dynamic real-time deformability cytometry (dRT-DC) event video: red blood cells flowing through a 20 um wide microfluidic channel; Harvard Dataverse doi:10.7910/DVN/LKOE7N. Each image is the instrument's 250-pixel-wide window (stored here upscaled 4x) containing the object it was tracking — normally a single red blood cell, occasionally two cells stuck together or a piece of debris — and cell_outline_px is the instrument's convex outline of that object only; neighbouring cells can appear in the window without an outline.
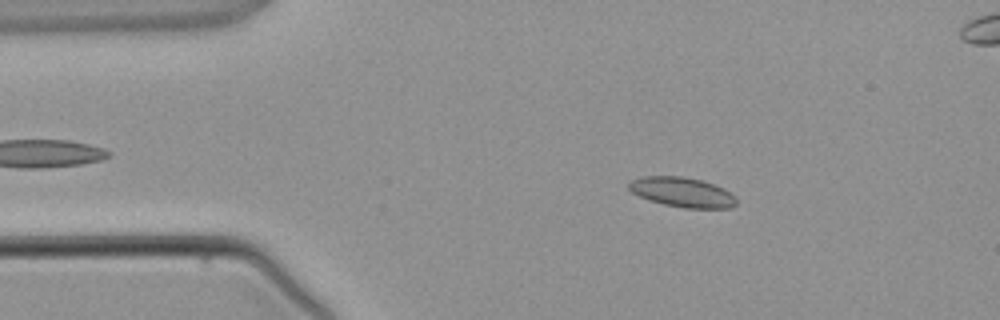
{"species": "common noctule bat (a hibernating species)", "species_latin": "Nyctalus noctula", "temperature_condition": "warm", "stored_images_in_passage": 5, "camera_frame_rate_fps": 3000, "um_per_image_px": 0.085, "animal": {"sex": "male", "body_mass_g": 21.5, "forearm_length_mm": 52.0}, "frame": {"image": 1, "passage_image": 3, "time_ms": 2.333, "image_size_px": [1000, 320], "cell_outline_px": [[736, 204], [732, 208], [684, 208], [664, 204], [648, 200], [632, 192], [628, 188], [628, 180], [640, 176], [684, 176], [700, 180], [724, 188], [736, 196]], "centroid_in_image_um": [57.97, 16.33], "position_along_channel_um": 27.0, "area_um2": 18.84}}